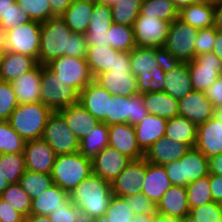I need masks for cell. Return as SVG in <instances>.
Here are the masks:
<instances>
[{"instance_id":"obj_1","label":"cell","mask_w":222,"mask_h":222,"mask_svg":"<svg viewBox=\"0 0 222 222\" xmlns=\"http://www.w3.org/2000/svg\"><path fill=\"white\" fill-rule=\"evenodd\" d=\"M85 34L70 30L62 17H51L41 23L38 64L47 65L63 55L86 58Z\"/></svg>"},{"instance_id":"obj_2","label":"cell","mask_w":222,"mask_h":222,"mask_svg":"<svg viewBox=\"0 0 222 222\" xmlns=\"http://www.w3.org/2000/svg\"><path fill=\"white\" fill-rule=\"evenodd\" d=\"M112 195L111 183L94 173L69 194L70 201L87 219H97L105 215Z\"/></svg>"},{"instance_id":"obj_3","label":"cell","mask_w":222,"mask_h":222,"mask_svg":"<svg viewBox=\"0 0 222 222\" xmlns=\"http://www.w3.org/2000/svg\"><path fill=\"white\" fill-rule=\"evenodd\" d=\"M131 71L136 77L138 93L162 92L165 72L158 66L155 48L135 47L130 52Z\"/></svg>"},{"instance_id":"obj_4","label":"cell","mask_w":222,"mask_h":222,"mask_svg":"<svg viewBox=\"0 0 222 222\" xmlns=\"http://www.w3.org/2000/svg\"><path fill=\"white\" fill-rule=\"evenodd\" d=\"M53 110L41 102L18 104L8 122L25 141L41 139Z\"/></svg>"},{"instance_id":"obj_5","label":"cell","mask_w":222,"mask_h":222,"mask_svg":"<svg viewBox=\"0 0 222 222\" xmlns=\"http://www.w3.org/2000/svg\"><path fill=\"white\" fill-rule=\"evenodd\" d=\"M92 174V160L79 151L56 156L51 176L53 183L70 194L83 180Z\"/></svg>"},{"instance_id":"obj_6","label":"cell","mask_w":222,"mask_h":222,"mask_svg":"<svg viewBox=\"0 0 222 222\" xmlns=\"http://www.w3.org/2000/svg\"><path fill=\"white\" fill-rule=\"evenodd\" d=\"M164 166L171 184L175 186L186 187L209 174L208 158L195 147L181 159Z\"/></svg>"},{"instance_id":"obj_7","label":"cell","mask_w":222,"mask_h":222,"mask_svg":"<svg viewBox=\"0 0 222 222\" xmlns=\"http://www.w3.org/2000/svg\"><path fill=\"white\" fill-rule=\"evenodd\" d=\"M65 86L75 88L79 93L94 80L86 58L63 55L45 65Z\"/></svg>"},{"instance_id":"obj_8","label":"cell","mask_w":222,"mask_h":222,"mask_svg":"<svg viewBox=\"0 0 222 222\" xmlns=\"http://www.w3.org/2000/svg\"><path fill=\"white\" fill-rule=\"evenodd\" d=\"M41 22L29 21L2 34L6 51L25 54L38 61Z\"/></svg>"},{"instance_id":"obj_9","label":"cell","mask_w":222,"mask_h":222,"mask_svg":"<svg viewBox=\"0 0 222 222\" xmlns=\"http://www.w3.org/2000/svg\"><path fill=\"white\" fill-rule=\"evenodd\" d=\"M41 103L53 111L79 102V92L73 87H67L45 66L42 65Z\"/></svg>"},{"instance_id":"obj_10","label":"cell","mask_w":222,"mask_h":222,"mask_svg":"<svg viewBox=\"0 0 222 222\" xmlns=\"http://www.w3.org/2000/svg\"><path fill=\"white\" fill-rule=\"evenodd\" d=\"M42 139L49 144L56 156L79 151L80 141L58 111H53L48 118Z\"/></svg>"},{"instance_id":"obj_11","label":"cell","mask_w":222,"mask_h":222,"mask_svg":"<svg viewBox=\"0 0 222 222\" xmlns=\"http://www.w3.org/2000/svg\"><path fill=\"white\" fill-rule=\"evenodd\" d=\"M199 30L179 18L170 25L164 48L174 54L181 63H188L196 56L195 39Z\"/></svg>"},{"instance_id":"obj_12","label":"cell","mask_w":222,"mask_h":222,"mask_svg":"<svg viewBox=\"0 0 222 222\" xmlns=\"http://www.w3.org/2000/svg\"><path fill=\"white\" fill-rule=\"evenodd\" d=\"M193 90L206 91L220 75L222 60L213 52L200 54L187 63Z\"/></svg>"},{"instance_id":"obj_13","label":"cell","mask_w":222,"mask_h":222,"mask_svg":"<svg viewBox=\"0 0 222 222\" xmlns=\"http://www.w3.org/2000/svg\"><path fill=\"white\" fill-rule=\"evenodd\" d=\"M170 25L158 18L139 15L133 25L136 47H163Z\"/></svg>"},{"instance_id":"obj_14","label":"cell","mask_w":222,"mask_h":222,"mask_svg":"<svg viewBox=\"0 0 222 222\" xmlns=\"http://www.w3.org/2000/svg\"><path fill=\"white\" fill-rule=\"evenodd\" d=\"M145 174L146 160L144 158L131 160L111 183L112 194L127 197L141 193Z\"/></svg>"},{"instance_id":"obj_15","label":"cell","mask_w":222,"mask_h":222,"mask_svg":"<svg viewBox=\"0 0 222 222\" xmlns=\"http://www.w3.org/2000/svg\"><path fill=\"white\" fill-rule=\"evenodd\" d=\"M111 96L106 89L93 80L79 93L78 103L100 122L110 125Z\"/></svg>"},{"instance_id":"obj_16","label":"cell","mask_w":222,"mask_h":222,"mask_svg":"<svg viewBox=\"0 0 222 222\" xmlns=\"http://www.w3.org/2000/svg\"><path fill=\"white\" fill-rule=\"evenodd\" d=\"M217 110L206 97L205 91L192 90L179 100V116L199 125L214 117Z\"/></svg>"},{"instance_id":"obj_17","label":"cell","mask_w":222,"mask_h":222,"mask_svg":"<svg viewBox=\"0 0 222 222\" xmlns=\"http://www.w3.org/2000/svg\"><path fill=\"white\" fill-rule=\"evenodd\" d=\"M23 153L26 170L51 174L56 154L46 141L42 138L26 141Z\"/></svg>"},{"instance_id":"obj_18","label":"cell","mask_w":222,"mask_h":222,"mask_svg":"<svg viewBox=\"0 0 222 222\" xmlns=\"http://www.w3.org/2000/svg\"><path fill=\"white\" fill-rule=\"evenodd\" d=\"M131 160L108 145L92 159V173L112 183Z\"/></svg>"},{"instance_id":"obj_19","label":"cell","mask_w":222,"mask_h":222,"mask_svg":"<svg viewBox=\"0 0 222 222\" xmlns=\"http://www.w3.org/2000/svg\"><path fill=\"white\" fill-rule=\"evenodd\" d=\"M195 148L207 158L222 153V120L217 115L197 125Z\"/></svg>"},{"instance_id":"obj_20","label":"cell","mask_w":222,"mask_h":222,"mask_svg":"<svg viewBox=\"0 0 222 222\" xmlns=\"http://www.w3.org/2000/svg\"><path fill=\"white\" fill-rule=\"evenodd\" d=\"M113 24L110 6L95 1L92 18L85 33L87 46H108V30Z\"/></svg>"},{"instance_id":"obj_21","label":"cell","mask_w":222,"mask_h":222,"mask_svg":"<svg viewBox=\"0 0 222 222\" xmlns=\"http://www.w3.org/2000/svg\"><path fill=\"white\" fill-rule=\"evenodd\" d=\"M109 145L132 160L144 158L137 144L135 127L129 123L108 125Z\"/></svg>"},{"instance_id":"obj_22","label":"cell","mask_w":222,"mask_h":222,"mask_svg":"<svg viewBox=\"0 0 222 222\" xmlns=\"http://www.w3.org/2000/svg\"><path fill=\"white\" fill-rule=\"evenodd\" d=\"M94 81L106 89L112 96L124 97L138 94L136 77L132 71L113 70L103 72L94 77Z\"/></svg>"},{"instance_id":"obj_23","label":"cell","mask_w":222,"mask_h":222,"mask_svg":"<svg viewBox=\"0 0 222 222\" xmlns=\"http://www.w3.org/2000/svg\"><path fill=\"white\" fill-rule=\"evenodd\" d=\"M190 149L188 145L164 136L152 144L144 154V159L156 165H166L181 159Z\"/></svg>"},{"instance_id":"obj_24","label":"cell","mask_w":222,"mask_h":222,"mask_svg":"<svg viewBox=\"0 0 222 222\" xmlns=\"http://www.w3.org/2000/svg\"><path fill=\"white\" fill-rule=\"evenodd\" d=\"M41 76L42 65L38 64L34 69L11 82L18 104L41 102Z\"/></svg>"},{"instance_id":"obj_25","label":"cell","mask_w":222,"mask_h":222,"mask_svg":"<svg viewBox=\"0 0 222 222\" xmlns=\"http://www.w3.org/2000/svg\"><path fill=\"white\" fill-rule=\"evenodd\" d=\"M58 112L64 117L67 126L79 141L89 135L101 123L79 103L62 108Z\"/></svg>"},{"instance_id":"obj_26","label":"cell","mask_w":222,"mask_h":222,"mask_svg":"<svg viewBox=\"0 0 222 222\" xmlns=\"http://www.w3.org/2000/svg\"><path fill=\"white\" fill-rule=\"evenodd\" d=\"M172 184L164 165H156L146 161V174L141 192L156 206Z\"/></svg>"},{"instance_id":"obj_27","label":"cell","mask_w":222,"mask_h":222,"mask_svg":"<svg viewBox=\"0 0 222 222\" xmlns=\"http://www.w3.org/2000/svg\"><path fill=\"white\" fill-rule=\"evenodd\" d=\"M166 124L167 119L148 114L134 126L137 144L144 154L154 142L164 137Z\"/></svg>"},{"instance_id":"obj_28","label":"cell","mask_w":222,"mask_h":222,"mask_svg":"<svg viewBox=\"0 0 222 222\" xmlns=\"http://www.w3.org/2000/svg\"><path fill=\"white\" fill-rule=\"evenodd\" d=\"M38 65V61L28 55L6 51L0 61V80L12 82Z\"/></svg>"},{"instance_id":"obj_29","label":"cell","mask_w":222,"mask_h":222,"mask_svg":"<svg viewBox=\"0 0 222 222\" xmlns=\"http://www.w3.org/2000/svg\"><path fill=\"white\" fill-rule=\"evenodd\" d=\"M156 212L178 219L188 215L190 208L186 187L172 185L156 205Z\"/></svg>"},{"instance_id":"obj_30","label":"cell","mask_w":222,"mask_h":222,"mask_svg":"<svg viewBox=\"0 0 222 222\" xmlns=\"http://www.w3.org/2000/svg\"><path fill=\"white\" fill-rule=\"evenodd\" d=\"M70 202L69 194L56 184L32 199L31 214L48 216Z\"/></svg>"},{"instance_id":"obj_31","label":"cell","mask_w":222,"mask_h":222,"mask_svg":"<svg viewBox=\"0 0 222 222\" xmlns=\"http://www.w3.org/2000/svg\"><path fill=\"white\" fill-rule=\"evenodd\" d=\"M96 0H74L61 16L72 32L85 34Z\"/></svg>"},{"instance_id":"obj_32","label":"cell","mask_w":222,"mask_h":222,"mask_svg":"<svg viewBox=\"0 0 222 222\" xmlns=\"http://www.w3.org/2000/svg\"><path fill=\"white\" fill-rule=\"evenodd\" d=\"M142 99L149 114L165 119L179 116V101L164 91L143 93Z\"/></svg>"},{"instance_id":"obj_33","label":"cell","mask_w":222,"mask_h":222,"mask_svg":"<svg viewBox=\"0 0 222 222\" xmlns=\"http://www.w3.org/2000/svg\"><path fill=\"white\" fill-rule=\"evenodd\" d=\"M193 90L187 63H181L177 68L165 72L164 92L176 100L183 99Z\"/></svg>"},{"instance_id":"obj_34","label":"cell","mask_w":222,"mask_h":222,"mask_svg":"<svg viewBox=\"0 0 222 222\" xmlns=\"http://www.w3.org/2000/svg\"><path fill=\"white\" fill-rule=\"evenodd\" d=\"M165 137L194 148L197 140V125L185 117L167 119Z\"/></svg>"},{"instance_id":"obj_35","label":"cell","mask_w":222,"mask_h":222,"mask_svg":"<svg viewBox=\"0 0 222 222\" xmlns=\"http://www.w3.org/2000/svg\"><path fill=\"white\" fill-rule=\"evenodd\" d=\"M118 50L107 45L87 46L86 61L93 77L103 72H110L114 56Z\"/></svg>"},{"instance_id":"obj_36","label":"cell","mask_w":222,"mask_h":222,"mask_svg":"<svg viewBox=\"0 0 222 222\" xmlns=\"http://www.w3.org/2000/svg\"><path fill=\"white\" fill-rule=\"evenodd\" d=\"M178 18L198 30L214 26V7L207 3H195L182 9Z\"/></svg>"},{"instance_id":"obj_37","label":"cell","mask_w":222,"mask_h":222,"mask_svg":"<svg viewBox=\"0 0 222 222\" xmlns=\"http://www.w3.org/2000/svg\"><path fill=\"white\" fill-rule=\"evenodd\" d=\"M109 145L108 125L101 122L93 131L80 140L79 152L86 158L93 159Z\"/></svg>"},{"instance_id":"obj_38","label":"cell","mask_w":222,"mask_h":222,"mask_svg":"<svg viewBox=\"0 0 222 222\" xmlns=\"http://www.w3.org/2000/svg\"><path fill=\"white\" fill-rule=\"evenodd\" d=\"M140 15L172 23L179 17V11L171 0H142Z\"/></svg>"},{"instance_id":"obj_39","label":"cell","mask_w":222,"mask_h":222,"mask_svg":"<svg viewBox=\"0 0 222 222\" xmlns=\"http://www.w3.org/2000/svg\"><path fill=\"white\" fill-rule=\"evenodd\" d=\"M108 46L122 52H131L136 47L131 26L113 23L108 30Z\"/></svg>"},{"instance_id":"obj_40","label":"cell","mask_w":222,"mask_h":222,"mask_svg":"<svg viewBox=\"0 0 222 222\" xmlns=\"http://www.w3.org/2000/svg\"><path fill=\"white\" fill-rule=\"evenodd\" d=\"M53 184L51 174L37 173L30 170H26L19 180V185L30 196L31 200L43 191H47Z\"/></svg>"},{"instance_id":"obj_41","label":"cell","mask_w":222,"mask_h":222,"mask_svg":"<svg viewBox=\"0 0 222 222\" xmlns=\"http://www.w3.org/2000/svg\"><path fill=\"white\" fill-rule=\"evenodd\" d=\"M25 171L24 153L0 154V172L9 184L19 183Z\"/></svg>"},{"instance_id":"obj_42","label":"cell","mask_w":222,"mask_h":222,"mask_svg":"<svg viewBox=\"0 0 222 222\" xmlns=\"http://www.w3.org/2000/svg\"><path fill=\"white\" fill-rule=\"evenodd\" d=\"M142 0H118L111 7L113 14V23L131 26L140 15Z\"/></svg>"},{"instance_id":"obj_43","label":"cell","mask_w":222,"mask_h":222,"mask_svg":"<svg viewBox=\"0 0 222 222\" xmlns=\"http://www.w3.org/2000/svg\"><path fill=\"white\" fill-rule=\"evenodd\" d=\"M187 201L190 209L200 207L213 201L209 175L199 178L186 186Z\"/></svg>"},{"instance_id":"obj_44","label":"cell","mask_w":222,"mask_h":222,"mask_svg":"<svg viewBox=\"0 0 222 222\" xmlns=\"http://www.w3.org/2000/svg\"><path fill=\"white\" fill-rule=\"evenodd\" d=\"M25 143L8 121H0V154L23 153Z\"/></svg>"},{"instance_id":"obj_45","label":"cell","mask_w":222,"mask_h":222,"mask_svg":"<svg viewBox=\"0 0 222 222\" xmlns=\"http://www.w3.org/2000/svg\"><path fill=\"white\" fill-rule=\"evenodd\" d=\"M1 199L8 202L16 211L25 217L31 214L32 200L21 188L19 183L9 184L8 188L1 194Z\"/></svg>"},{"instance_id":"obj_46","label":"cell","mask_w":222,"mask_h":222,"mask_svg":"<svg viewBox=\"0 0 222 222\" xmlns=\"http://www.w3.org/2000/svg\"><path fill=\"white\" fill-rule=\"evenodd\" d=\"M131 124V96L113 95L110 98V125Z\"/></svg>"},{"instance_id":"obj_47","label":"cell","mask_w":222,"mask_h":222,"mask_svg":"<svg viewBox=\"0 0 222 222\" xmlns=\"http://www.w3.org/2000/svg\"><path fill=\"white\" fill-rule=\"evenodd\" d=\"M104 216L109 222H131L135 215L125 197L112 195Z\"/></svg>"},{"instance_id":"obj_48","label":"cell","mask_w":222,"mask_h":222,"mask_svg":"<svg viewBox=\"0 0 222 222\" xmlns=\"http://www.w3.org/2000/svg\"><path fill=\"white\" fill-rule=\"evenodd\" d=\"M16 3L33 21L43 23L51 18L49 0H16Z\"/></svg>"},{"instance_id":"obj_49","label":"cell","mask_w":222,"mask_h":222,"mask_svg":"<svg viewBox=\"0 0 222 222\" xmlns=\"http://www.w3.org/2000/svg\"><path fill=\"white\" fill-rule=\"evenodd\" d=\"M17 106L18 102L11 82L0 80V121H8Z\"/></svg>"},{"instance_id":"obj_50","label":"cell","mask_w":222,"mask_h":222,"mask_svg":"<svg viewBox=\"0 0 222 222\" xmlns=\"http://www.w3.org/2000/svg\"><path fill=\"white\" fill-rule=\"evenodd\" d=\"M31 21L29 16L15 2L0 18V35L16 28L19 24Z\"/></svg>"},{"instance_id":"obj_51","label":"cell","mask_w":222,"mask_h":222,"mask_svg":"<svg viewBox=\"0 0 222 222\" xmlns=\"http://www.w3.org/2000/svg\"><path fill=\"white\" fill-rule=\"evenodd\" d=\"M189 215L196 222H222V210L218 202H210L190 209Z\"/></svg>"},{"instance_id":"obj_52","label":"cell","mask_w":222,"mask_h":222,"mask_svg":"<svg viewBox=\"0 0 222 222\" xmlns=\"http://www.w3.org/2000/svg\"><path fill=\"white\" fill-rule=\"evenodd\" d=\"M195 41L196 56L213 52L216 41V29L214 26L200 29Z\"/></svg>"},{"instance_id":"obj_53","label":"cell","mask_w":222,"mask_h":222,"mask_svg":"<svg viewBox=\"0 0 222 222\" xmlns=\"http://www.w3.org/2000/svg\"><path fill=\"white\" fill-rule=\"evenodd\" d=\"M125 198L134 215H154L156 213V206L142 192Z\"/></svg>"},{"instance_id":"obj_54","label":"cell","mask_w":222,"mask_h":222,"mask_svg":"<svg viewBox=\"0 0 222 222\" xmlns=\"http://www.w3.org/2000/svg\"><path fill=\"white\" fill-rule=\"evenodd\" d=\"M50 222H82L83 214L71 201L64 207L48 215Z\"/></svg>"},{"instance_id":"obj_55","label":"cell","mask_w":222,"mask_h":222,"mask_svg":"<svg viewBox=\"0 0 222 222\" xmlns=\"http://www.w3.org/2000/svg\"><path fill=\"white\" fill-rule=\"evenodd\" d=\"M155 56L158 66H160L164 72L171 71L181 64L174 54L164 47L155 48Z\"/></svg>"},{"instance_id":"obj_56","label":"cell","mask_w":222,"mask_h":222,"mask_svg":"<svg viewBox=\"0 0 222 222\" xmlns=\"http://www.w3.org/2000/svg\"><path fill=\"white\" fill-rule=\"evenodd\" d=\"M148 114L143 103L142 94L138 93L137 95L131 96V125L135 126Z\"/></svg>"},{"instance_id":"obj_57","label":"cell","mask_w":222,"mask_h":222,"mask_svg":"<svg viewBox=\"0 0 222 222\" xmlns=\"http://www.w3.org/2000/svg\"><path fill=\"white\" fill-rule=\"evenodd\" d=\"M25 216L16 211L8 202L0 198L1 222H24Z\"/></svg>"},{"instance_id":"obj_58","label":"cell","mask_w":222,"mask_h":222,"mask_svg":"<svg viewBox=\"0 0 222 222\" xmlns=\"http://www.w3.org/2000/svg\"><path fill=\"white\" fill-rule=\"evenodd\" d=\"M205 94L216 110L222 108V75L205 91Z\"/></svg>"},{"instance_id":"obj_59","label":"cell","mask_w":222,"mask_h":222,"mask_svg":"<svg viewBox=\"0 0 222 222\" xmlns=\"http://www.w3.org/2000/svg\"><path fill=\"white\" fill-rule=\"evenodd\" d=\"M211 194L214 202L222 201V176L216 174H208Z\"/></svg>"},{"instance_id":"obj_60","label":"cell","mask_w":222,"mask_h":222,"mask_svg":"<svg viewBox=\"0 0 222 222\" xmlns=\"http://www.w3.org/2000/svg\"><path fill=\"white\" fill-rule=\"evenodd\" d=\"M113 70L131 71L130 52L119 51L117 56H114V63L111 67Z\"/></svg>"},{"instance_id":"obj_61","label":"cell","mask_w":222,"mask_h":222,"mask_svg":"<svg viewBox=\"0 0 222 222\" xmlns=\"http://www.w3.org/2000/svg\"><path fill=\"white\" fill-rule=\"evenodd\" d=\"M74 0H49L51 17H61Z\"/></svg>"},{"instance_id":"obj_62","label":"cell","mask_w":222,"mask_h":222,"mask_svg":"<svg viewBox=\"0 0 222 222\" xmlns=\"http://www.w3.org/2000/svg\"><path fill=\"white\" fill-rule=\"evenodd\" d=\"M209 173L222 176V153L208 158Z\"/></svg>"},{"instance_id":"obj_63","label":"cell","mask_w":222,"mask_h":222,"mask_svg":"<svg viewBox=\"0 0 222 222\" xmlns=\"http://www.w3.org/2000/svg\"><path fill=\"white\" fill-rule=\"evenodd\" d=\"M214 28L222 31V0H218L214 5Z\"/></svg>"},{"instance_id":"obj_64","label":"cell","mask_w":222,"mask_h":222,"mask_svg":"<svg viewBox=\"0 0 222 222\" xmlns=\"http://www.w3.org/2000/svg\"><path fill=\"white\" fill-rule=\"evenodd\" d=\"M213 53L222 60V31L216 30V41L213 47Z\"/></svg>"},{"instance_id":"obj_65","label":"cell","mask_w":222,"mask_h":222,"mask_svg":"<svg viewBox=\"0 0 222 222\" xmlns=\"http://www.w3.org/2000/svg\"><path fill=\"white\" fill-rule=\"evenodd\" d=\"M24 222H50L48 216L30 214L25 217Z\"/></svg>"},{"instance_id":"obj_66","label":"cell","mask_w":222,"mask_h":222,"mask_svg":"<svg viewBox=\"0 0 222 222\" xmlns=\"http://www.w3.org/2000/svg\"><path fill=\"white\" fill-rule=\"evenodd\" d=\"M176 9L180 12L182 9H184L185 7L195 4V0H171Z\"/></svg>"},{"instance_id":"obj_67","label":"cell","mask_w":222,"mask_h":222,"mask_svg":"<svg viewBox=\"0 0 222 222\" xmlns=\"http://www.w3.org/2000/svg\"><path fill=\"white\" fill-rule=\"evenodd\" d=\"M131 222H154V215L139 214L135 215Z\"/></svg>"},{"instance_id":"obj_68","label":"cell","mask_w":222,"mask_h":222,"mask_svg":"<svg viewBox=\"0 0 222 222\" xmlns=\"http://www.w3.org/2000/svg\"><path fill=\"white\" fill-rule=\"evenodd\" d=\"M154 222H179L178 218H173L170 216H164L159 213L154 214Z\"/></svg>"},{"instance_id":"obj_69","label":"cell","mask_w":222,"mask_h":222,"mask_svg":"<svg viewBox=\"0 0 222 222\" xmlns=\"http://www.w3.org/2000/svg\"><path fill=\"white\" fill-rule=\"evenodd\" d=\"M15 2L16 0H0V18L2 17V14L12 7V4Z\"/></svg>"},{"instance_id":"obj_70","label":"cell","mask_w":222,"mask_h":222,"mask_svg":"<svg viewBox=\"0 0 222 222\" xmlns=\"http://www.w3.org/2000/svg\"><path fill=\"white\" fill-rule=\"evenodd\" d=\"M9 183L0 172V196L8 188Z\"/></svg>"},{"instance_id":"obj_71","label":"cell","mask_w":222,"mask_h":222,"mask_svg":"<svg viewBox=\"0 0 222 222\" xmlns=\"http://www.w3.org/2000/svg\"><path fill=\"white\" fill-rule=\"evenodd\" d=\"M96 1L99 3L105 4L107 6H110V7H112L113 5H115L118 2V0H96Z\"/></svg>"},{"instance_id":"obj_72","label":"cell","mask_w":222,"mask_h":222,"mask_svg":"<svg viewBox=\"0 0 222 222\" xmlns=\"http://www.w3.org/2000/svg\"><path fill=\"white\" fill-rule=\"evenodd\" d=\"M179 222H196L189 214L179 218Z\"/></svg>"},{"instance_id":"obj_73","label":"cell","mask_w":222,"mask_h":222,"mask_svg":"<svg viewBox=\"0 0 222 222\" xmlns=\"http://www.w3.org/2000/svg\"><path fill=\"white\" fill-rule=\"evenodd\" d=\"M4 52H5L4 42H3L2 35H0V61L2 59Z\"/></svg>"},{"instance_id":"obj_74","label":"cell","mask_w":222,"mask_h":222,"mask_svg":"<svg viewBox=\"0 0 222 222\" xmlns=\"http://www.w3.org/2000/svg\"><path fill=\"white\" fill-rule=\"evenodd\" d=\"M218 0H195L196 3H207L214 5Z\"/></svg>"},{"instance_id":"obj_75","label":"cell","mask_w":222,"mask_h":222,"mask_svg":"<svg viewBox=\"0 0 222 222\" xmlns=\"http://www.w3.org/2000/svg\"><path fill=\"white\" fill-rule=\"evenodd\" d=\"M97 222H109L108 219L103 215L96 219Z\"/></svg>"},{"instance_id":"obj_76","label":"cell","mask_w":222,"mask_h":222,"mask_svg":"<svg viewBox=\"0 0 222 222\" xmlns=\"http://www.w3.org/2000/svg\"><path fill=\"white\" fill-rule=\"evenodd\" d=\"M216 115L222 120V108H219V109L217 110Z\"/></svg>"},{"instance_id":"obj_77","label":"cell","mask_w":222,"mask_h":222,"mask_svg":"<svg viewBox=\"0 0 222 222\" xmlns=\"http://www.w3.org/2000/svg\"><path fill=\"white\" fill-rule=\"evenodd\" d=\"M82 222H97L96 219L83 218Z\"/></svg>"}]
</instances>
